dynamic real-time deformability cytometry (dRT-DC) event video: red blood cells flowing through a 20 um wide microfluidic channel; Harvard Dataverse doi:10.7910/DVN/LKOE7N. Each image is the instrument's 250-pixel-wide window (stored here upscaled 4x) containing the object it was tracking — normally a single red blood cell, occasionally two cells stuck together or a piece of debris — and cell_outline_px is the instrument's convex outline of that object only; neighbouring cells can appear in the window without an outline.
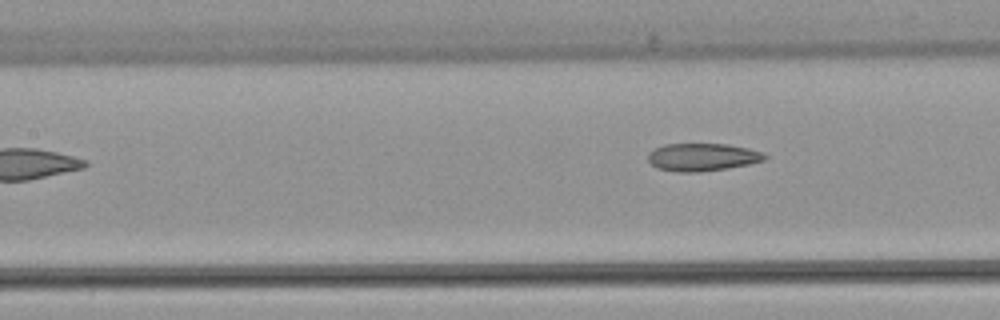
{"species": "common noctule bat (a hibernating species)", "species_latin": "Nyctalus noctula", "temperature_condition": "warm", "stored_images_in_passage": 4, "camera_frame_rate_fps": 3000, "um_per_image_px": 0.085, "animal": {"sex": "female", "body_mass_g": 22.7, "forearm_length_mm": 54.2}, "frame": {"image": 1, "passage_image": 4, "time_ms": 3.667, "image_size_px": [1000, 320], "cell_outline_px": [[768, 156], [764, 160], [748, 164], [728, 168], [700, 172], [676, 172], [656, 168], [648, 160], [648, 152], [664, 144], [728, 144], [748, 148], [764, 152]], "centroid_in_image_um": [59.7, 13.35], "position_along_channel_um": 147.7, "area_um2": 18.96}}